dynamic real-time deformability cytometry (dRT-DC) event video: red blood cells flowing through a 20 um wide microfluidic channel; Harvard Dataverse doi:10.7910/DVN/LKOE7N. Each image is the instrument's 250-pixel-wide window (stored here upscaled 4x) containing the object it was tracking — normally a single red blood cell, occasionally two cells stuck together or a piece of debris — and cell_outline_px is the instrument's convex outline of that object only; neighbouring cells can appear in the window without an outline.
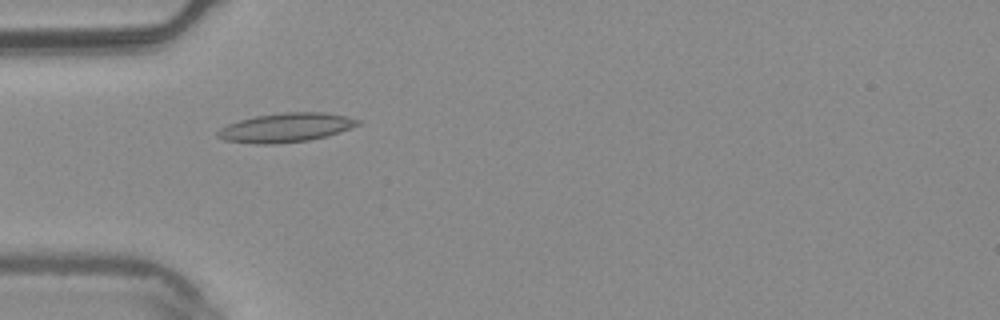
{"species": "common noctule bat (a hibernating species)", "species_latin": "Nyctalus noctula", "temperature_condition": "warm", "stored_images_in_passage": 3, "camera_frame_rate_fps": 3000, "um_per_image_px": 0.085, "animal": {"sex": "male", "body_mass_g": 20.4}, "frame": {"image": 1, "passage_image": 2, "time_ms": 0.333, "image_size_px": [1000, 320], "cell_outline_px": [[360, 124], [340, 132], [308, 140], [272, 144], [256, 144], [224, 140], [216, 136], [216, 132], [220, 128], [228, 124], [240, 120], [256, 116], [284, 112], [324, 112], [344, 116], [360, 120]], "centroid_in_image_um": [24.27, 10.84], "position_along_channel_um": 60.7, "area_um2": 23.52}}